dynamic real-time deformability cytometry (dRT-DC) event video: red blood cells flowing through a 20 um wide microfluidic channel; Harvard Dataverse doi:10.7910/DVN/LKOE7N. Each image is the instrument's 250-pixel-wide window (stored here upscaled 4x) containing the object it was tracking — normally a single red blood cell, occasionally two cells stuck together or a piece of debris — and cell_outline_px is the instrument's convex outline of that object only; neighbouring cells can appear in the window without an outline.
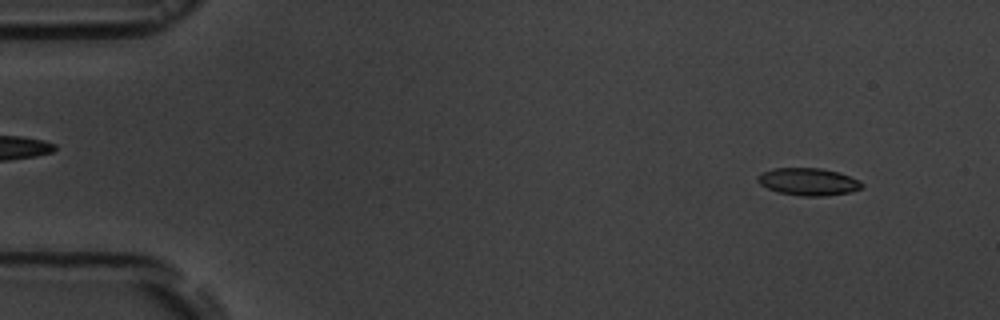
{"species": "common noctule bat (a hibernating species)", "species_latin": "Nyctalus noctula", "temperature_condition": "room temperature", "stored_images_in_passage": 5, "camera_frame_rate_fps": 3000, "um_per_image_px": 0.085, "animal": {"sex": "male", "body_mass_g": 19.5, "forearm_length_mm": 54.6}, "frame": {"image": 1, "passage_image": 2, "time_ms": 1.0, "image_size_px": [1000, 320], "cell_outline_px": [[864, 188], [852, 192], [824, 196], [804, 196], [776, 192], [760, 184], [756, 180], [756, 176], [760, 172], [772, 168], [820, 168], [840, 172], [860, 180], [864, 184]], "centroid_in_image_um": [68.72, 15.44], "position_along_channel_um": 16.3, "area_um2": 16.99}}